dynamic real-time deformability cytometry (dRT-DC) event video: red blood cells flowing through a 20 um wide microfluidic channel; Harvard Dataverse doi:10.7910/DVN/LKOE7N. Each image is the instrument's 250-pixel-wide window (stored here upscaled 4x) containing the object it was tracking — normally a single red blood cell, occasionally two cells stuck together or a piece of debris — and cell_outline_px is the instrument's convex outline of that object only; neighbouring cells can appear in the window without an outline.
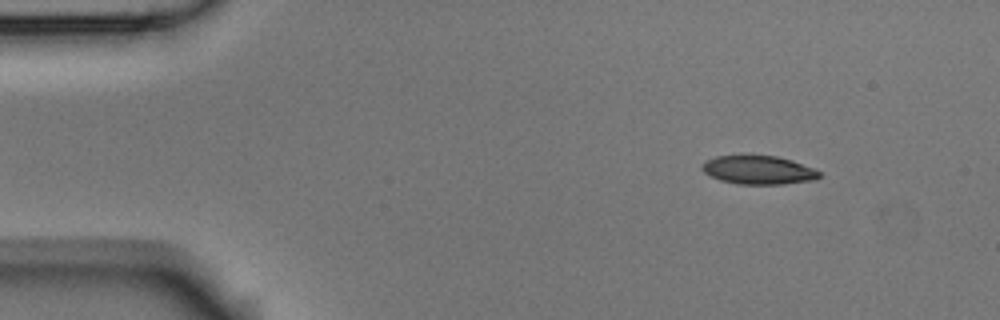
{"species": "Egyptian fruit bat (a non-hibernating species)", "species_latin": "Rousettus aegyptiacus", "temperature_condition": "room temperature", "stored_images_in_passage": 3, "camera_frame_rate_fps": 3000, "um_per_image_px": 0.085, "animal": {"sex": "male"}, "frame": {"image": 1, "passage_image": 1, "time_ms": 0.0, "image_size_px": [1000, 320], "cell_outline_px": [[820, 176], [816, 180], [780, 184], [740, 184], [720, 180], [704, 172], [700, 168], [700, 164], [704, 160], [716, 156], [752, 152], [776, 156], [792, 160], [816, 168], [820, 172]], "centroid_in_image_um": [64.44, 14.39], "position_along_channel_um": 20.6, "area_um2": 20.46}}